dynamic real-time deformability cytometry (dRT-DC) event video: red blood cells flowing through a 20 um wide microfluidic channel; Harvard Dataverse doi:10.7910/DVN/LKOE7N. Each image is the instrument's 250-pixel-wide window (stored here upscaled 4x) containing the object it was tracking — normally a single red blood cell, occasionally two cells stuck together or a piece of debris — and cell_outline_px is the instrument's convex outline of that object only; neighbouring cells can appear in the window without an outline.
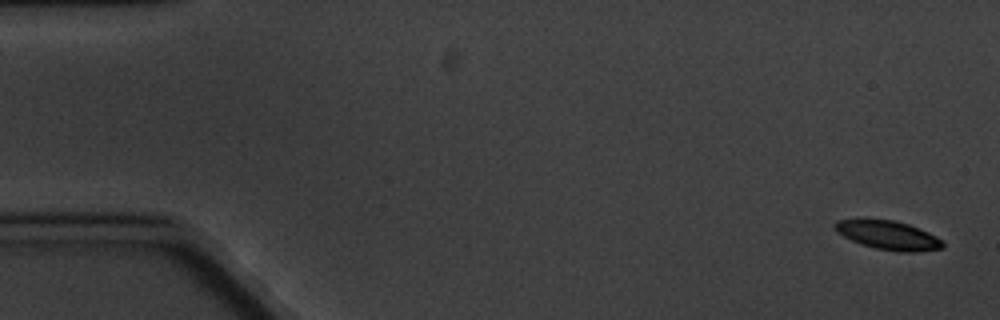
{"species": "common noctule bat (a hibernating species)", "species_latin": "Nyctalus noctula", "temperature_condition": "cold", "stored_images_in_passage": 6, "camera_frame_rate_fps": 3000, "um_per_image_px": 0.085, "animal": {"sex": "male", "body_mass_g": 20.1, "forearm_length_mm": 53.5}, "frame": {"image": 1, "passage_image": 1, "time_ms": 0.0, "image_size_px": [1000, 320], "cell_outline_px": [[944, 248], [916, 252], [900, 252], [876, 248], [860, 244], [836, 232], [832, 224], [836, 220], [892, 220], [908, 224], [920, 228], [944, 240]], "centroid_in_image_um": [75.53, 20.0], "position_along_channel_um": 9.5, "area_um2": 18.09}}